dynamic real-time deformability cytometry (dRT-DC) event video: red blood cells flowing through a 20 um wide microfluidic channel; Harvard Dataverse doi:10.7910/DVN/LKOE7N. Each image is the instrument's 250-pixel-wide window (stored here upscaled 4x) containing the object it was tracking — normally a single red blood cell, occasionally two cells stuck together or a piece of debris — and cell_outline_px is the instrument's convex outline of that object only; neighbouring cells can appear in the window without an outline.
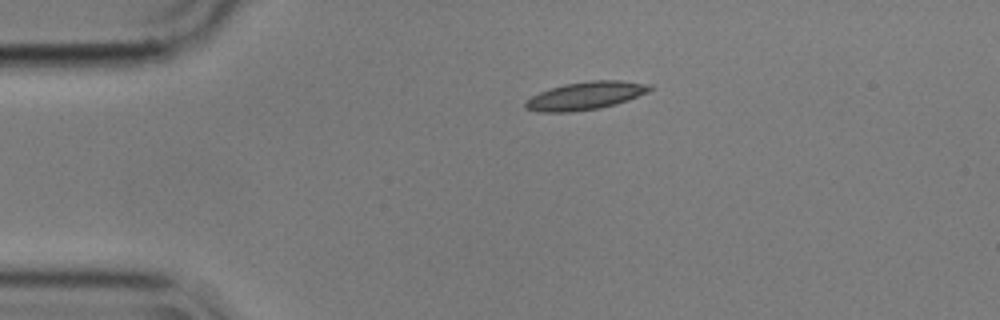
{"species": "common noctule bat (a hibernating species)", "species_latin": "Nyctalus noctula", "temperature_condition": "cold", "stored_images_in_passage": 41, "camera_frame_rate_fps": 3000, "um_per_image_px": 0.085, "animal": {"sex": "male", "body_mass_g": 17.9}, "frame": {"image": 1, "passage_image": 1, "time_ms": 0.0, "image_size_px": [1000, 320], "cell_outline_px": [[652, 88], [648, 92], [628, 100], [616, 104], [600, 108], [572, 112], [536, 112], [524, 108], [524, 100], [540, 92], [564, 84], [588, 80], [620, 80], [652, 84]], "centroid_in_image_um": [49.76, 8.14], "position_along_channel_um": 35.2, "area_um2": 20.46}}
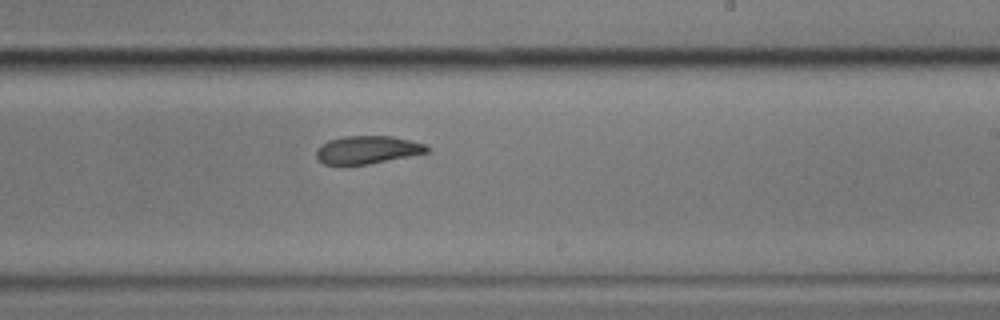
{"frame": {"image": 2, "passage_image": 23, "time_ms": 7.333, "image_size_px": [1000, 320], "cell_outline_px": [[432, 148], [428, 152], [368, 164], [340, 168], [324, 164], [316, 156], [316, 152], [320, 144], [328, 140], [340, 136], [392, 136], [424, 144]], "centroid_in_image_um": [31.14, 12.76], "position_along_channel_um": 257.9, "area_um2": 18.5}}
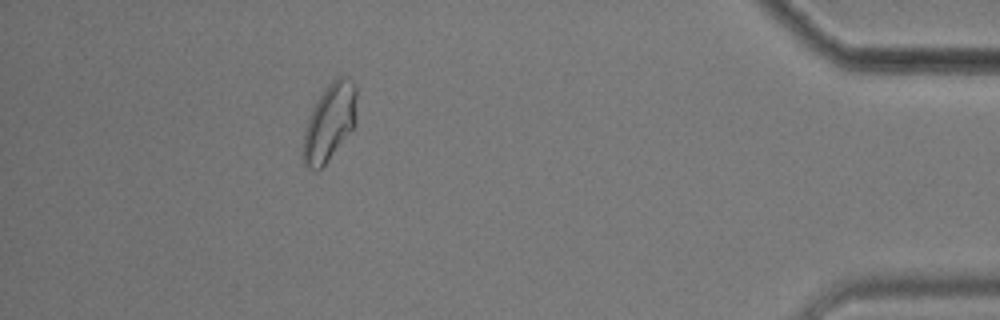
{"frame": {"image": 3, "passage_image": 40, "time_ms": 13.0, "image_size_px": [1000, 320], "cell_outline_px": [[356, 124], [328, 160], [316, 172], [304, 168], [300, 152], [304, 132], [312, 108], [316, 100], [328, 84], [336, 76], [348, 76], [352, 80], [356, 88]], "centroid_in_image_um": [27.97, 10.41], "position_along_channel_um": 407.2, "area_um2": 24.57}}